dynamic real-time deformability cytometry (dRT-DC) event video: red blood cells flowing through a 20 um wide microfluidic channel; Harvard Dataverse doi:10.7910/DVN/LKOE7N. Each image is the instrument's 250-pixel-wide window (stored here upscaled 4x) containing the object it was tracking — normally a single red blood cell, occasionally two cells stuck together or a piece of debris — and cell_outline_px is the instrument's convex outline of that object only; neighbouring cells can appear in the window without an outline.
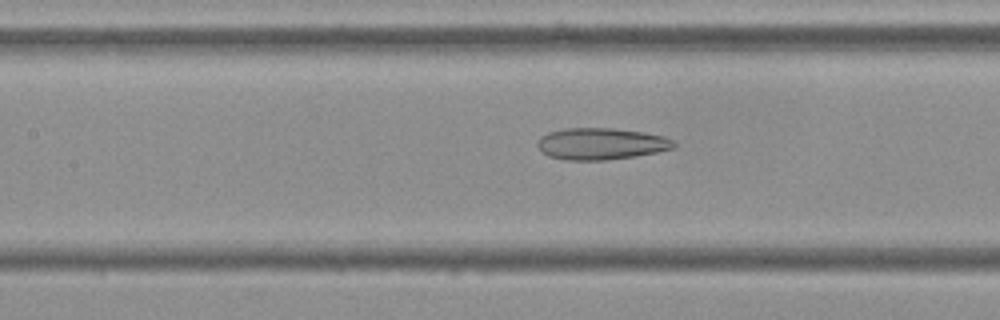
{"species": "Egyptian fruit bat (a non-hibernating species)", "species_latin": "Rousettus aegyptiacus", "temperature_condition": "cold", "stored_images_in_passage": 39, "camera_frame_rate_fps": 3000, "um_per_image_px": 0.085, "frame": {"image": 1, "passage_image": 18, "time_ms": 5.667, "image_size_px": [1000, 320], "cell_outline_px": [[676, 144], [672, 148], [656, 152], [636, 156], [604, 160], [564, 160], [548, 156], [536, 144], [536, 140], [540, 136], [548, 132], [564, 128], [616, 128], [644, 132], [664, 136], [672, 140]], "centroid_in_image_um": [51.05, 12.21], "position_along_channel_um": 156.3, "area_um2": 25.26}}
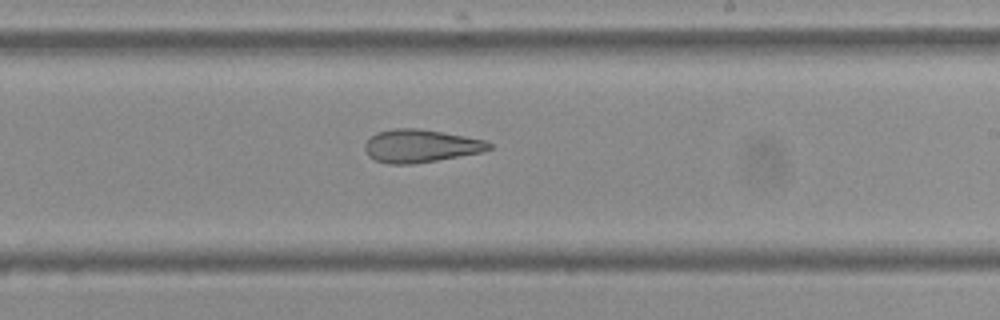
{"frame": {"image": 2, "passage_image": 26, "time_ms": 8.333, "image_size_px": [1000, 320], "cell_outline_px": [[492, 148], [484, 152], [412, 164], [388, 164], [376, 160], [368, 156], [364, 148], [364, 144], [376, 132], [392, 128], [416, 128], [444, 132], [484, 140], [492, 144]], "centroid_in_image_um": [35.74, 12.4], "position_along_channel_um": 253.3, "area_um2": 23.87}}
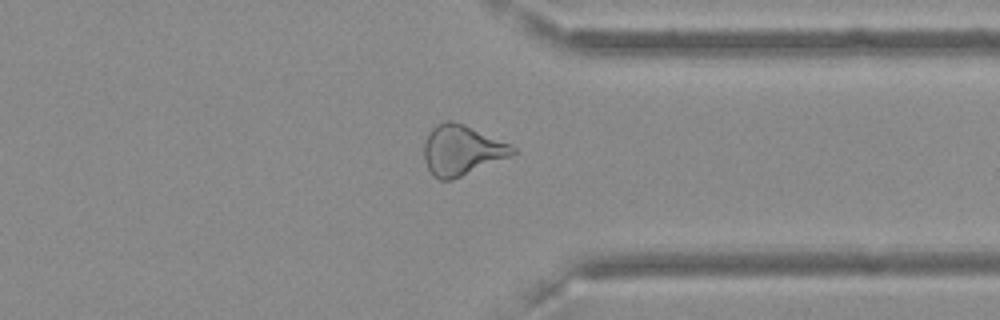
{"frame": {"image": 3, "passage_image": 36, "time_ms": 11.667, "image_size_px": [1000, 320], "cell_outline_px": [[516, 152], [512, 156], [452, 180], [440, 180], [432, 176], [424, 160], [424, 144], [428, 132], [436, 124], [444, 120], [448, 120], [464, 124], [512, 144], [516, 148]], "centroid_in_image_um": [39.25, 12.77], "position_along_channel_um": 372.1, "area_um2": 26.18}}